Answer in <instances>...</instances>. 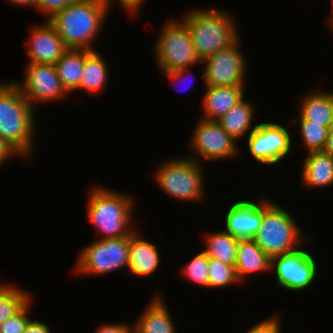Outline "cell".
<instances>
[{
    "label": "cell",
    "instance_id": "7",
    "mask_svg": "<svg viewBox=\"0 0 333 333\" xmlns=\"http://www.w3.org/2000/svg\"><path fill=\"white\" fill-rule=\"evenodd\" d=\"M154 44V58L159 71L202 65L185 21L173 17L165 21Z\"/></svg>",
    "mask_w": 333,
    "mask_h": 333
},
{
    "label": "cell",
    "instance_id": "22",
    "mask_svg": "<svg viewBox=\"0 0 333 333\" xmlns=\"http://www.w3.org/2000/svg\"><path fill=\"white\" fill-rule=\"evenodd\" d=\"M255 114L254 104L244 97L217 122L232 138L239 141L257 127L258 124H252L255 120Z\"/></svg>",
    "mask_w": 333,
    "mask_h": 333
},
{
    "label": "cell",
    "instance_id": "37",
    "mask_svg": "<svg viewBox=\"0 0 333 333\" xmlns=\"http://www.w3.org/2000/svg\"><path fill=\"white\" fill-rule=\"evenodd\" d=\"M12 158H15V155L0 139V168H2V165L6 164V162L8 163Z\"/></svg>",
    "mask_w": 333,
    "mask_h": 333
},
{
    "label": "cell",
    "instance_id": "13",
    "mask_svg": "<svg viewBox=\"0 0 333 333\" xmlns=\"http://www.w3.org/2000/svg\"><path fill=\"white\" fill-rule=\"evenodd\" d=\"M24 80L15 82L24 98L36 108L37 104H50L66 99L68 92L60 82L55 65L28 63Z\"/></svg>",
    "mask_w": 333,
    "mask_h": 333
},
{
    "label": "cell",
    "instance_id": "28",
    "mask_svg": "<svg viewBox=\"0 0 333 333\" xmlns=\"http://www.w3.org/2000/svg\"><path fill=\"white\" fill-rule=\"evenodd\" d=\"M208 270L209 258L201 250L182 266L180 275L186 280L194 282L197 286L209 288Z\"/></svg>",
    "mask_w": 333,
    "mask_h": 333
},
{
    "label": "cell",
    "instance_id": "19",
    "mask_svg": "<svg viewBox=\"0 0 333 333\" xmlns=\"http://www.w3.org/2000/svg\"><path fill=\"white\" fill-rule=\"evenodd\" d=\"M236 274L243 284L249 276L271 272V258L260 248L254 239H240L237 245Z\"/></svg>",
    "mask_w": 333,
    "mask_h": 333
},
{
    "label": "cell",
    "instance_id": "41",
    "mask_svg": "<svg viewBox=\"0 0 333 333\" xmlns=\"http://www.w3.org/2000/svg\"><path fill=\"white\" fill-rule=\"evenodd\" d=\"M329 27L331 28V32H333V21L329 24Z\"/></svg>",
    "mask_w": 333,
    "mask_h": 333
},
{
    "label": "cell",
    "instance_id": "16",
    "mask_svg": "<svg viewBox=\"0 0 333 333\" xmlns=\"http://www.w3.org/2000/svg\"><path fill=\"white\" fill-rule=\"evenodd\" d=\"M163 295L154 293L133 323V333H178Z\"/></svg>",
    "mask_w": 333,
    "mask_h": 333
},
{
    "label": "cell",
    "instance_id": "23",
    "mask_svg": "<svg viewBox=\"0 0 333 333\" xmlns=\"http://www.w3.org/2000/svg\"><path fill=\"white\" fill-rule=\"evenodd\" d=\"M91 52L87 49H68L54 64L60 82L69 94L79 87L85 60Z\"/></svg>",
    "mask_w": 333,
    "mask_h": 333
},
{
    "label": "cell",
    "instance_id": "6",
    "mask_svg": "<svg viewBox=\"0 0 333 333\" xmlns=\"http://www.w3.org/2000/svg\"><path fill=\"white\" fill-rule=\"evenodd\" d=\"M158 164L152 176L163 193L166 192L183 202H199L205 199L203 163L186 156L179 158L173 156Z\"/></svg>",
    "mask_w": 333,
    "mask_h": 333
},
{
    "label": "cell",
    "instance_id": "18",
    "mask_svg": "<svg viewBox=\"0 0 333 333\" xmlns=\"http://www.w3.org/2000/svg\"><path fill=\"white\" fill-rule=\"evenodd\" d=\"M202 113L204 120L217 121L245 97L246 86H204Z\"/></svg>",
    "mask_w": 333,
    "mask_h": 333
},
{
    "label": "cell",
    "instance_id": "30",
    "mask_svg": "<svg viewBox=\"0 0 333 333\" xmlns=\"http://www.w3.org/2000/svg\"><path fill=\"white\" fill-rule=\"evenodd\" d=\"M33 302L32 298L18 313L0 324V333H24L32 320L30 311L32 310Z\"/></svg>",
    "mask_w": 333,
    "mask_h": 333
},
{
    "label": "cell",
    "instance_id": "35",
    "mask_svg": "<svg viewBox=\"0 0 333 333\" xmlns=\"http://www.w3.org/2000/svg\"><path fill=\"white\" fill-rule=\"evenodd\" d=\"M24 333H53L50 326L38 319H32Z\"/></svg>",
    "mask_w": 333,
    "mask_h": 333
},
{
    "label": "cell",
    "instance_id": "20",
    "mask_svg": "<svg viewBox=\"0 0 333 333\" xmlns=\"http://www.w3.org/2000/svg\"><path fill=\"white\" fill-rule=\"evenodd\" d=\"M303 97V98H302ZM299 112L295 119L311 120V123L333 126V92L313 89L299 100Z\"/></svg>",
    "mask_w": 333,
    "mask_h": 333
},
{
    "label": "cell",
    "instance_id": "11",
    "mask_svg": "<svg viewBox=\"0 0 333 333\" xmlns=\"http://www.w3.org/2000/svg\"><path fill=\"white\" fill-rule=\"evenodd\" d=\"M241 37L202 61L204 86H246L247 62ZM246 76V77H245Z\"/></svg>",
    "mask_w": 333,
    "mask_h": 333
},
{
    "label": "cell",
    "instance_id": "40",
    "mask_svg": "<svg viewBox=\"0 0 333 333\" xmlns=\"http://www.w3.org/2000/svg\"><path fill=\"white\" fill-rule=\"evenodd\" d=\"M331 2L333 3V0H331ZM333 9V8H332ZM329 18H328V22L331 23L333 21V10L331 11V14H329ZM330 19V20H329Z\"/></svg>",
    "mask_w": 333,
    "mask_h": 333
},
{
    "label": "cell",
    "instance_id": "26",
    "mask_svg": "<svg viewBox=\"0 0 333 333\" xmlns=\"http://www.w3.org/2000/svg\"><path fill=\"white\" fill-rule=\"evenodd\" d=\"M29 292L12 283H0V324L18 313L33 298Z\"/></svg>",
    "mask_w": 333,
    "mask_h": 333
},
{
    "label": "cell",
    "instance_id": "33",
    "mask_svg": "<svg viewBox=\"0 0 333 333\" xmlns=\"http://www.w3.org/2000/svg\"><path fill=\"white\" fill-rule=\"evenodd\" d=\"M94 333H133V324L128 323H101Z\"/></svg>",
    "mask_w": 333,
    "mask_h": 333
},
{
    "label": "cell",
    "instance_id": "34",
    "mask_svg": "<svg viewBox=\"0 0 333 333\" xmlns=\"http://www.w3.org/2000/svg\"><path fill=\"white\" fill-rule=\"evenodd\" d=\"M145 1L146 0H116V2L119 3V5H121L124 10L130 13V15L136 14V12L138 13V11H141L140 8H142ZM107 2L109 3L110 7L111 5H114V0H107Z\"/></svg>",
    "mask_w": 333,
    "mask_h": 333
},
{
    "label": "cell",
    "instance_id": "32",
    "mask_svg": "<svg viewBox=\"0 0 333 333\" xmlns=\"http://www.w3.org/2000/svg\"><path fill=\"white\" fill-rule=\"evenodd\" d=\"M79 0H37V12L42 13L46 20L54 13Z\"/></svg>",
    "mask_w": 333,
    "mask_h": 333
},
{
    "label": "cell",
    "instance_id": "21",
    "mask_svg": "<svg viewBox=\"0 0 333 333\" xmlns=\"http://www.w3.org/2000/svg\"><path fill=\"white\" fill-rule=\"evenodd\" d=\"M303 160L302 186L307 189L325 187L333 184V156L324 151L306 153Z\"/></svg>",
    "mask_w": 333,
    "mask_h": 333
},
{
    "label": "cell",
    "instance_id": "12",
    "mask_svg": "<svg viewBox=\"0 0 333 333\" xmlns=\"http://www.w3.org/2000/svg\"><path fill=\"white\" fill-rule=\"evenodd\" d=\"M190 146L192 156L186 157L199 163L201 160L218 161L228 160L239 156L241 150L238 142L232 138L217 121H209L199 118L191 135ZM194 154V155H193ZM199 157V158H198ZM201 158V159H200Z\"/></svg>",
    "mask_w": 333,
    "mask_h": 333
},
{
    "label": "cell",
    "instance_id": "4",
    "mask_svg": "<svg viewBox=\"0 0 333 333\" xmlns=\"http://www.w3.org/2000/svg\"><path fill=\"white\" fill-rule=\"evenodd\" d=\"M189 28L198 57L203 61L219 50L229 47L239 38L237 21L222 8L209 7L186 10L181 17Z\"/></svg>",
    "mask_w": 333,
    "mask_h": 333
},
{
    "label": "cell",
    "instance_id": "1",
    "mask_svg": "<svg viewBox=\"0 0 333 333\" xmlns=\"http://www.w3.org/2000/svg\"><path fill=\"white\" fill-rule=\"evenodd\" d=\"M35 108L24 98L15 81H0V139L21 159L35 155ZM35 116V117H34Z\"/></svg>",
    "mask_w": 333,
    "mask_h": 333
},
{
    "label": "cell",
    "instance_id": "31",
    "mask_svg": "<svg viewBox=\"0 0 333 333\" xmlns=\"http://www.w3.org/2000/svg\"><path fill=\"white\" fill-rule=\"evenodd\" d=\"M281 315L276 314L267 316L265 319L250 327L244 333H281Z\"/></svg>",
    "mask_w": 333,
    "mask_h": 333
},
{
    "label": "cell",
    "instance_id": "29",
    "mask_svg": "<svg viewBox=\"0 0 333 333\" xmlns=\"http://www.w3.org/2000/svg\"><path fill=\"white\" fill-rule=\"evenodd\" d=\"M209 289L227 288L228 286L241 285L238 280L235 266L209 258Z\"/></svg>",
    "mask_w": 333,
    "mask_h": 333
},
{
    "label": "cell",
    "instance_id": "10",
    "mask_svg": "<svg viewBox=\"0 0 333 333\" xmlns=\"http://www.w3.org/2000/svg\"><path fill=\"white\" fill-rule=\"evenodd\" d=\"M292 134L283 124L261 122L245 138L252 158L259 164L276 165L287 158L295 149L292 147ZM279 162V163H278Z\"/></svg>",
    "mask_w": 333,
    "mask_h": 333
},
{
    "label": "cell",
    "instance_id": "36",
    "mask_svg": "<svg viewBox=\"0 0 333 333\" xmlns=\"http://www.w3.org/2000/svg\"><path fill=\"white\" fill-rule=\"evenodd\" d=\"M191 68L192 67L178 69V70H175V71H160V72H161L162 76L167 77V79H169V81L179 82V80H181V81L183 80L182 78H184V80H185L184 75H186V73L190 74Z\"/></svg>",
    "mask_w": 333,
    "mask_h": 333
},
{
    "label": "cell",
    "instance_id": "17",
    "mask_svg": "<svg viewBox=\"0 0 333 333\" xmlns=\"http://www.w3.org/2000/svg\"><path fill=\"white\" fill-rule=\"evenodd\" d=\"M128 274L136 278L149 277L158 270L161 256L157 246L136 229L130 235Z\"/></svg>",
    "mask_w": 333,
    "mask_h": 333
},
{
    "label": "cell",
    "instance_id": "39",
    "mask_svg": "<svg viewBox=\"0 0 333 333\" xmlns=\"http://www.w3.org/2000/svg\"><path fill=\"white\" fill-rule=\"evenodd\" d=\"M323 151L333 156V126L329 129L328 138Z\"/></svg>",
    "mask_w": 333,
    "mask_h": 333
},
{
    "label": "cell",
    "instance_id": "38",
    "mask_svg": "<svg viewBox=\"0 0 333 333\" xmlns=\"http://www.w3.org/2000/svg\"><path fill=\"white\" fill-rule=\"evenodd\" d=\"M7 2H10L14 6H25L27 8H34L37 10V0H7ZM32 6V7H31Z\"/></svg>",
    "mask_w": 333,
    "mask_h": 333
},
{
    "label": "cell",
    "instance_id": "9",
    "mask_svg": "<svg viewBox=\"0 0 333 333\" xmlns=\"http://www.w3.org/2000/svg\"><path fill=\"white\" fill-rule=\"evenodd\" d=\"M302 245L298 249L271 258V271L279 288L289 292L303 291L318 277V261Z\"/></svg>",
    "mask_w": 333,
    "mask_h": 333
},
{
    "label": "cell",
    "instance_id": "27",
    "mask_svg": "<svg viewBox=\"0 0 333 333\" xmlns=\"http://www.w3.org/2000/svg\"><path fill=\"white\" fill-rule=\"evenodd\" d=\"M293 122L300 125L301 144L307 150V153L324 150L329 134V127L311 123V120L305 119H294Z\"/></svg>",
    "mask_w": 333,
    "mask_h": 333
},
{
    "label": "cell",
    "instance_id": "3",
    "mask_svg": "<svg viewBox=\"0 0 333 333\" xmlns=\"http://www.w3.org/2000/svg\"><path fill=\"white\" fill-rule=\"evenodd\" d=\"M89 190L86 219L100 235L98 239L127 237L137 229L132 225L136 205L133 196L101 184L90 186Z\"/></svg>",
    "mask_w": 333,
    "mask_h": 333
},
{
    "label": "cell",
    "instance_id": "2",
    "mask_svg": "<svg viewBox=\"0 0 333 333\" xmlns=\"http://www.w3.org/2000/svg\"><path fill=\"white\" fill-rule=\"evenodd\" d=\"M110 7L107 0H79L54 13L48 22L68 49L96 50L94 42L104 28Z\"/></svg>",
    "mask_w": 333,
    "mask_h": 333
},
{
    "label": "cell",
    "instance_id": "25",
    "mask_svg": "<svg viewBox=\"0 0 333 333\" xmlns=\"http://www.w3.org/2000/svg\"><path fill=\"white\" fill-rule=\"evenodd\" d=\"M205 247L202 251L208 258L220 260L223 263L235 266L236 252L239 240L226 232L217 230L205 234Z\"/></svg>",
    "mask_w": 333,
    "mask_h": 333
},
{
    "label": "cell",
    "instance_id": "24",
    "mask_svg": "<svg viewBox=\"0 0 333 333\" xmlns=\"http://www.w3.org/2000/svg\"><path fill=\"white\" fill-rule=\"evenodd\" d=\"M97 50H93L86 58L81 73V82L75 91L83 90L89 94H100L110 76L108 64Z\"/></svg>",
    "mask_w": 333,
    "mask_h": 333
},
{
    "label": "cell",
    "instance_id": "8",
    "mask_svg": "<svg viewBox=\"0 0 333 333\" xmlns=\"http://www.w3.org/2000/svg\"><path fill=\"white\" fill-rule=\"evenodd\" d=\"M130 236L111 239H95L80 249L74 274L106 275L128 269Z\"/></svg>",
    "mask_w": 333,
    "mask_h": 333
},
{
    "label": "cell",
    "instance_id": "14",
    "mask_svg": "<svg viewBox=\"0 0 333 333\" xmlns=\"http://www.w3.org/2000/svg\"><path fill=\"white\" fill-rule=\"evenodd\" d=\"M255 200L235 201L226 212L223 229L238 240L253 239L261 226L263 197Z\"/></svg>",
    "mask_w": 333,
    "mask_h": 333
},
{
    "label": "cell",
    "instance_id": "5",
    "mask_svg": "<svg viewBox=\"0 0 333 333\" xmlns=\"http://www.w3.org/2000/svg\"><path fill=\"white\" fill-rule=\"evenodd\" d=\"M279 205L263 196V220L253 238L270 258L298 249L309 237L294 215Z\"/></svg>",
    "mask_w": 333,
    "mask_h": 333
},
{
    "label": "cell",
    "instance_id": "15",
    "mask_svg": "<svg viewBox=\"0 0 333 333\" xmlns=\"http://www.w3.org/2000/svg\"><path fill=\"white\" fill-rule=\"evenodd\" d=\"M34 25L27 41L28 63L55 64L68 50L55 28L44 20Z\"/></svg>",
    "mask_w": 333,
    "mask_h": 333
}]
</instances>
